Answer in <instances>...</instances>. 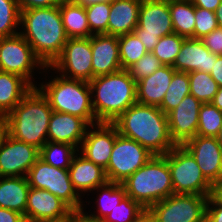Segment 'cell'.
<instances>
[{
  "instance_id": "1",
  "label": "cell",
  "mask_w": 222,
  "mask_h": 222,
  "mask_svg": "<svg viewBox=\"0 0 222 222\" xmlns=\"http://www.w3.org/2000/svg\"><path fill=\"white\" fill-rule=\"evenodd\" d=\"M112 123L119 134L153 155H165L176 146L169 134L167 115L159 107L135 103Z\"/></svg>"
},
{
  "instance_id": "2",
  "label": "cell",
  "mask_w": 222,
  "mask_h": 222,
  "mask_svg": "<svg viewBox=\"0 0 222 222\" xmlns=\"http://www.w3.org/2000/svg\"><path fill=\"white\" fill-rule=\"evenodd\" d=\"M20 24L25 28L21 36L32 47L35 55L49 67L60 56L68 41L59 5L21 11ZM26 30V31H25Z\"/></svg>"
},
{
  "instance_id": "3",
  "label": "cell",
  "mask_w": 222,
  "mask_h": 222,
  "mask_svg": "<svg viewBox=\"0 0 222 222\" xmlns=\"http://www.w3.org/2000/svg\"><path fill=\"white\" fill-rule=\"evenodd\" d=\"M53 113L49 101L38 87L32 90L4 117L7 134L39 150L47 142L48 126Z\"/></svg>"
},
{
  "instance_id": "4",
  "label": "cell",
  "mask_w": 222,
  "mask_h": 222,
  "mask_svg": "<svg viewBox=\"0 0 222 222\" xmlns=\"http://www.w3.org/2000/svg\"><path fill=\"white\" fill-rule=\"evenodd\" d=\"M89 85L92 94L96 92L92 107L97 123H112L137 103L136 82L128 70L94 77Z\"/></svg>"
},
{
  "instance_id": "5",
  "label": "cell",
  "mask_w": 222,
  "mask_h": 222,
  "mask_svg": "<svg viewBox=\"0 0 222 222\" xmlns=\"http://www.w3.org/2000/svg\"><path fill=\"white\" fill-rule=\"evenodd\" d=\"M126 195L144 209L174 194L165 155H153L141 168L121 183Z\"/></svg>"
},
{
  "instance_id": "6",
  "label": "cell",
  "mask_w": 222,
  "mask_h": 222,
  "mask_svg": "<svg viewBox=\"0 0 222 222\" xmlns=\"http://www.w3.org/2000/svg\"><path fill=\"white\" fill-rule=\"evenodd\" d=\"M38 89L47 98L53 111L83 118L91 126L97 123L89 82L60 75Z\"/></svg>"
},
{
  "instance_id": "7",
  "label": "cell",
  "mask_w": 222,
  "mask_h": 222,
  "mask_svg": "<svg viewBox=\"0 0 222 222\" xmlns=\"http://www.w3.org/2000/svg\"><path fill=\"white\" fill-rule=\"evenodd\" d=\"M174 194L211 196L214 186L202 174L195 158L183 146L176 145L166 154Z\"/></svg>"
},
{
  "instance_id": "8",
  "label": "cell",
  "mask_w": 222,
  "mask_h": 222,
  "mask_svg": "<svg viewBox=\"0 0 222 222\" xmlns=\"http://www.w3.org/2000/svg\"><path fill=\"white\" fill-rule=\"evenodd\" d=\"M26 177L31 188L48 190L72 210L82 208L81 195L74 189L68 169L51 166L39 158Z\"/></svg>"
},
{
  "instance_id": "9",
  "label": "cell",
  "mask_w": 222,
  "mask_h": 222,
  "mask_svg": "<svg viewBox=\"0 0 222 222\" xmlns=\"http://www.w3.org/2000/svg\"><path fill=\"white\" fill-rule=\"evenodd\" d=\"M173 32L169 0H141L138 25L133 33L146 50L152 52L159 38Z\"/></svg>"
},
{
  "instance_id": "10",
  "label": "cell",
  "mask_w": 222,
  "mask_h": 222,
  "mask_svg": "<svg viewBox=\"0 0 222 222\" xmlns=\"http://www.w3.org/2000/svg\"><path fill=\"white\" fill-rule=\"evenodd\" d=\"M144 146L122 136L116 128V139L105 174L110 182L122 183L141 168L151 157Z\"/></svg>"
},
{
  "instance_id": "11",
  "label": "cell",
  "mask_w": 222,
  "mask_h": 222,
  "mask_svg": "<svg viewBox=\"0 0 222 222\" xmlns=\"http://www.w3.org/2000/svg\"><path fill=\"white\" fill-rule=\"evenodd\" d=\"M209 196L172 194L148 210L155 222H205Z\"/></svg>"
},
{
  "instance_id": "12",
  "label": "cell",
  "mask_w": 222,
  "mask_h": 222,
  "mask_svg": "<svg viewBox=\"0 0 222 222\" xmlns=\"http://www.w3.org/2000/svg\"><path fill=\"white\" fill-rule=\"evenodd\" d=\"M37 66L48 68L20 33L0 38V71L20 75L33 87H37L31 81L32 70Z\"/></svg>"
},
{
  "instance_id": "13",
  "label": "cell",
  "mask_w": 222,
  "mask_h": 222,
  "mask_svg": "<svg viewBox=\"0 0 222 222\" xmlns=\"http://www.w3.org/2000/svg\"><path fill=\"white\" fill-rule=\"evenodd\" d=\"M49 68L60 71L61 76L69 79L91 81L93 79L91 37L69 38L60 56Z\"/></svg>"
},
{
  "instance_id": "14",
  "label": "cell",
  "mask_w": 222,
  "mask_h": 222,
  "mask_svg": "<svg viewBox=\"0 0 222 222\" xmlns=\"http://www.w3.org/2000/svg\"><path fill=\"white\" fill-rule=\"evenodd\" d=\"M39 156L38 148L7 134L0 147V177H26Z\"/></svg>"
},
{
  "instance_id": "15",
  "label": "cell",
  "mask_w": 222,
  "mask_h": 222,
  "mask_svg": "<svg viewBox=\"0 0 222 222\" xmlns=\"http://www.w3.org/2000/svg\"><path fill=\"white\" fill-rule=\"evenodd\" d=\"M72 209L44 189L31 188L28 193L26 222H68Z\"/></svg>"
},
{
  "instance_id": "16",
  "label": "cell",
  "mask_w": 222,
  "mask_h": 222,
  "mask_svg": "<svg viewBox=\"0 0 222 222\" xmlns=\"http://www.w3.org/2000/svg\"><path fill=\"white\" fill-rule=\"evenodd\" d=\"M203 103L192 94L167 114L169 134L175 145H183L194 138L198 128L199 110Z\"/></svg>"
},
{
  "instance_id": "17",
  "label": "cell",
  "mask_w": 222,
  "mask_h": 222,
  "mask_svg": "<svg viewBox=\"0 0 222 222\" xmlns=\"http://www.w3.org/2000/svg\"><path fill=\"white\" fill-rule=\"evenodd\" d=\"M183 146L195 158L205 178L215 186L220 181L222 162V146L216 137L196 135Z\"/></svg>"
},
{
  "instance_id": "18",
  "label": "cell",
  "mask_w": 222,
  "mask_h": 222,
  "mask_svg": "<svg viewBox=\"0 0 222 222\" xmlns=\"http://www.w3.org/2000/svg\"><path fill=\"white\" fill-rule=\"evenodd\" d=\"M96 125V130L86 132L81 152L87 160L106 169L116 139V126L106 122H98Z\"/></svg>"
},
{
  "instance_id": "19",
  "label": "cell",
  "mask_w": 222,
  "mask_h": 222,
  "mask_svg": "<svg viewBox=\"0 0 222 222\" xmlns=\"http://www.w3.org/2000/svg\"><path fill=\"white\" fill-rule=\"evenodd\" d=\"M89 126L94 129L96 124L91 126L83 118L53 111L48 126L47 141L71 144L79 152L78 145L82 143Z\"/></svg>"
},
{
  "instance_id": "20",
  "label": "cell",
  "mask_w": 222,
  "mask_h": 222,
  "mask_svg": "<svg viewBox=\"0 0 222 222\" xmlns=\"http://www.w3.org/2000/svg\"><path fill=\"white\" fill-rule=\"evenodd\" d=\"M93 78L122 70L118 36L94 34L91 36Z\"/></svg>"
},
{
  "instance_id": "21",
  "label": "cell",
  "mask_w": 222,
  "mask_h": 222,
  "mask_svg": "<svg viewBox=\"0 0 222 222\" xmlns=\"http://www.w3.org/2000/svg\"><path fill=\"white\" fill-rule=\"evenodd\" d=\"M215 56L201 39L185 38L172 67L178 72L203 71L210 73Z\"/></svg>"
},
{
  "instance_id": "22",
  "label": "cell",
  "mask_w": 222,
  "mask_h": 222,
  "mask_svg": "<svg viewBox=\"0 0 222 222\" xmlns=\"http://www.w3.org/2000/svg\"><path fill=\"white\" fill-rule=\"evenodd\" d=\"M176 70L163 65L150 76L136 83L137 103L160 107Z\"/></svg>"
},
{
  "instance_id": "23",
  "label": "cell",
  "mask_w": 222,
  "mask_h": 222,
  "mask_svg": "<svg viewBox=\"0 0 222 222\" xmlns=\"http://www.w3.org/2000/svg\"><path fill=\"white\" fill-rule=\"evenodd\" d=\"M141 0H112L108 19V35L133 33L138 25Z\"/></svg>"
},
{
  "instance_id": "24",
  "label": "cell",
  "mask_w": 222,
  "mask_h": 222,
  "mask_svg": "<svg viewBox=\"0 0 222 222\" xmlns=\"http://www.w3.org/2000/svg\"><path fill=\"white\" fill-rule=\"evenodd\" d=\"M68 171L77 193L96 190L108 181L105 169L87 160L83 155L74 156Z\"/></svg>"
},
{
  "instance_id": "25",
  "label": "cell",
  "mask_w": 222,
  "mask_h": 222,
  "mask_svg": "<svg viewBox=\"0 0 222 222\" xmlns=\"http://www.w3.org/2000/svg\"><path fill=\"white\" fill-rule=\"evenodd\" d=\"M23 77L0 71V118H4L32 90Z\"/></svg>"
},
{
  "instance_id": "26",
  "label": "cell",
  "mask_w": 222,
  "mask_h": 222,
  "mask_svg": "<svg viewBox=\"0 0 222 222\" xmlns=\"http://www.w3.org/2000/svg\"><path fill=\"white\" fill-rule=\"evenodd\" d=\"M2 178V180H1ZM30 186L27 177H0V207L24 215Z\"/></svg>"
},
{
  "instance_id": "27",
  "label": "cell",
  "mask_w": 222,
  "mask_h": 222,
  "mask_svg": "<svg viewBox=\"0 0 222 222\" xmlns=\"http://www.w3.org/2000/svg\"><path fill=\"white\" fill-rule=\"evenodd\" d=\"M59 10L68 38H87L93 35L84 6L74 3L72 0H62Z\"/></svg>"
},
{
  "instance_id": "28",
  "label": "cell",
  "mask_w": 222,
  "mask_h": 222,
  "mask_svg": "<svg viewBox=\"0 0 222 222\" xmlns=\"http://www.w3.org/2000/svg\"><path fill=\"white\" fill-rule=\"evenodd\" d=\"M169 10L174 33L194 38L195 6L190 0H169Z\"/></svg>"
},
{
  "instance_id": "29",
  "label": "cell",
  "mask_w": 222,
  "mask_h": 222,
  "mask_svg": "<svg viewBox=\"0 0 222 222\" xmlns=\"http://www.w3.org/2000/svg\"><path fill=\"white\" fill-rule=\"evenodd\" d=\"M76 147L68 143L47 141L40 149L39 158L51 166L69 169Z\"/></svg>"
},
{
  "instance_id": "30",
  "label": "cell",
  "mask_w": 222,
  "mask_h": 222,
  "mask_svg": "<svg viewBox=\"0 0 222 222\" xmlns=\"http://www.w3.org/2000/svg\"><path fill=\"white\" fill-rule=\"evenodd\" d=\"M188 94H190L188 73L176 71L159 108L167 115Z\"/></svg>"
},
{
  "instance_id": "31",
  "label": "cell",
  "mask_w": 222,
  "mask_h": 222,
  "mask_svg": "<svg viewBox=\"0 0 222 222\" xmlns=\"http://www.w3.org/2000/svg\"><path fill=\"white\" fill-rule=\"evenodd\" d=\"M118 45L122 70H128L148 52L134 33L118 36Z\"/></svg>"
},
{
  "instance_id": "32",
  "label": "cell",
  "mask_w": 222,
  "mask_h": 222,
  "mask_svg": "<svg viewBox=\"0 0 222 222\" xmlns=\"http://www.w3.org/2000/svg\"><path fill=\"white\" fill-rule=\"evenodd\" d=\"M96 189L100 191L103 190L102 193L99 194V199H97V202H99L97 203L99 205L98 212L100 213H98L99 215L91 214V216L104 220L112 209L126 196V190L121 183L110 181H107Z\"/></svg>"
},
{
  "instance_id": "33",
  "label": "cell",
  "mask_w": 222,
  "mask_h": 222,
  "mask_svg": "<svg viewBox=\"0 0 222 222\" xmlns=\"http://www.w3.org/2000/svg\"><path fill=\"white\" fill-rule=\"evenodd\" d=\"M188 76L190 94L202 103H210L219 89V85L210 73L192 71L188 73Z\"/></svg>"
},
{
  "instance_id": "34",
  "label": "cell",
  "mask_w": 222,
  "mask_h": 222,
  "mask_svg": "<svg viewBox=\"0 0 222 222\" xmlns=\"http://www.w3.org/2000/svg\"><path fill=\"white\" fill-rule=\"evenodd\" d=\"M222 126V111L211 103H203L199 110L196 135L216 137Z\"/></svg>"
},
{
  "instance_id": "35",
  "label": "cell",
  "mask_w": 222,
  "mask_h": 222,
  "mask_svg": "<svg viewBox=\"0 0 222 222\" xmlns=\"http://www.w3.org/2000/svg\"><path fill=\"white\" fill-rule=\"evenodd\" d=\"M21 11L17 0H0V38L16 35Z\"/></svg>"
},
{
  "instance_id": "36",
  "label": "cell",
  "mask_w": 222,
  "mask_h": 222,
  "mask_svg": "<svg viewBox=\"0 0 222 222\" xmlns=\"http://www.w3.org/2000/svg\"><path fill=\"white\" fill-rule=\"evenodd\" d=\"M185 37L171 33L159 38L152 53L163 65L173 66Z\"/></svg>"
},
{
  "instance_id": "37",
  "label": "cell",
  "mask_w": 222,
  "mask_h": 222,
  "mask_svg": "<svg viewBox=\"0 0 222 222\" xmlns=\"http://www.w3.org/2000/svg\"><path fill=\"white\" fill-rule=\"evenodd\" d=\"M91 33L108 35L110 1H103L85 7Z\"/></svg>"
},
{
  "instance_id": "38",
  "label": "cell",
  "mask_w": 222,
  "mask_h": 222,
  "mask_svg": "<svg viewBox=\"0 0 222 222\" xmlns=\"http://www.w3.org/2000/svg\"><path fill=\"white\" fill-rule=\"evenodd\" d=\"M144 210L138 202L126 195L105 217L104 222H130Z\"/></svg>"
},
{
  "instance_id": "39",
  "label": "cell",
  "mask_w": 222,
  "mask_h": 222,
  "mask_svg": "<svg viewBox=\"0 0 222 222\" xmlns=\"http://www.w3.org/2000/svg\"><path fill=\"white\" fill-rule=\"evenodd\" d=\"M161 66H163V64L159 61V59L152 52H147L135 64H133L128 71L137 83L138 81L153 74Z\"/></svg>"
},
{
  "instance_id": "40",
  "label": "cell",
  "mask_w": 222,
  "mask_h": 222,
  "mask_svg": "<svg viewBox=\"0 0 222 222\" xmlns=\"http://www.w3.org/2000/svg\"><path fill=\"white\" fill-rule=\"evenodd\" d=\"M217 27L218 22L215 12L195 7L194 38L201 39Z\"/></svg>"
},
{
  "instance_id": "41",
  "label": "cell",
  "mask_w": 222,
  "mask_h": 222,
  "mask_svg": "<svg viewBox=\"0 0 222 222\" xmlns=\"http://www.w3.org/2000/svg\"><path fill=\"white\" fill-rule=\"evenodd\" d=\"M204 45L215 55H222V27H217L201 38Z\"/></svg>"
},
{
  "instance_id": "42",
  "label": "cell",
  "mask_w": 222,
  "mask_h": 222,
  "mask_svg": "<svg viewBox=\"0 0 222 222\" xmlns=\"http://www.w3.org/2000/svg\"><path fill=\"white\" fill-rule=\"evenodd\" d=\"M205 222H222V203L213 194L207 200Z\"/></svg>"
},
{
  "instance_id": "43",
  "label": "cell",
  "mask_w": 222,
  "mask_h": 222,
  "mask_svg": "<svg viewBox=\"0 0 222 222\" xmlns=\"http://www.w3.org/2000/svg\"><path fill=\"white\" fill-rule=\"evenodd\" d=\"M62 0H17L20 11L58 6Z\"/></svg>"
},
{
  "instance_id": "44",
  "label": "cell",
  "mask_w": 222,
  "mask_h": 222,
  "mask_svg": "<svg viewBox=\"0 0 222 222\" xmlns=\"http://www.w3.org/2000/svg\"><path fill=\"white\" fill-rule=\"evenodd\" d=\"M0 222H26V220L23 214L0 207Z\"/></svg>"
},
{
  "instance_id": "45",
  "label": "cell",
  "mask_w": 222,
  "mask_h": 222,
  "mask_svg": "<svg viewBox=\"0 0 222 222\" xmlns=\"http://www.w3.org/2000/svg\"><path fill=\"white\" fill-rule=\"evenodd\" d=\"M83 209L72 210L68 222H104L103 219L84 214Z\"/></svg>"
},
{
  "instance_id": "46",
  "label": "cell",
  "mask_w": 222,
  "mask_h": 222,
  "mask_svg": "<svg viewBox=\"0 0 222 222\" xmlns=\"http://www.w3.org/2000/svg\"><path fill=\"white\" fill-rule=\"evenodd\" d=\"M210 76L216 81L219 87H222V55H216L213 58Z\"/></svg>"
},
{
  "instance_id": "47",
  "label": "cell",
  "mask_w": 222,
  "mask_h": 222,
  "mask_svg": "<svg viewBox=\"0 0 222 222\" xmlns=\"http://www.w3.org/2000/svg\"><path fill=\"white\" fill-rule=\"evenodd\" d=\"M195 7L215 12L222 0H190Z\"/></svg>"
},
{
  "instance_id": "48",
  "label": "cell",
  "mask_w": 222,
  "mask_h": 222,
  "mask_svg": "<svg viewBox=\"0 0 222 222\" xmlns=\"http://www.w3.org/2000/svg\"><path fill=\"white\" fill-rule=\"evenodd\" d=\"M130 222H155V220L153 214L148 209H145L135 219L131 220Z\"/></svg>"
},
{
  "instance_id": "49",
  "label": "cell",
  "mask_w": 222,
  "mask_h": 222,
  "mask_svg": "<svg viewBox=\"0 0 222 222\" xmlns=\"http://www.w3.org/2000/svg\"><path fill=\"white\" fill-rule=\"evenodd\" d=\"M210 103L222 111V87H219Z\"/></svg>"
},
{
  "instance_id": "50",
  "label": "cell",
  "mask_w": 222,
  "mask_h": 222,
  "mask_svg": "<svg viewBox=\"0 0 222 222\" xmlns=\"http://www.w3.org/2000/svg\"><path fill=\"white\" fill-rule=\"evenodd\" d=\"M6 135H7L6 123L4 121V118H0V147Z\"/></svg>"
},
{
  "instance_id": "51",
  "label": "cell",
  "mask_w": 222,
  "mask_h": 222,
  "mask_svg": "<svg viewBox=\"0 0 222 222\" xmlns=\"http://www.w3.org/2000/svg\"><path fill=\"white\" fill-rule=\"evenodd\" d=\"M74 3H78L81 6L87 7L92 4H96L103 1H112V0H72Z\"/></svg>"
},
{
  "instance_id": "52",
  "label": "cell",
  "mask_w": 222,
  "mask_h": 222,
  "mask_svg": "<svg viewBox=\"0 0 222 222\" xmlns=\"http://www.w3.org/2000/svg\"><path fill=\"white\" fill-rule=\"evenodd\" d=\"M213 195L222 203V183H217L214 186Z\"/></svg>"
},
{
  "instance_id": "53",
  "label": "cell",
  "mask_w": 222,
  "mask_h": 222,
  "mask_svg": "<svg viewBox=\"0 0 222 222\" xmlns=\"http://www.w3.org/2000/svg\"><path fill=\"white\" fill-rule=\"evenodd\" d=\"M216 19L218 22V26L222 27V2L220 3V5L217 7L216 11Z\"/></svg>"
},
{
  "instance_id": "54",
  "label": "cell",
  "mask_w": 222,
  "mask_h": 222,
  "mask_svg": "<svg viewBox=\"0 0 222 222\" xmlns=\"http://www.w3.org/2000/svg\"><path fill=\"white\" fill-rule=\"evenodd\" d=\"M216 139H217L218 143L222 146V126L220 128L218 135L216 136Z\"/></svg>"
},
{
  "instance_id": "55",
  "label": "cell",
  "mask_w": 222,
  "mask_h": 222,
  "mask_svg": "<svg viewBox=\"0 0 222 222\" xmlns=\"http://www.w3.org/2000/svg\"><path fill=\"white\" fill-rule=\"evenodd\" d=\"M218 183H222V162H221L220 181Z\"/></svg>"
}]
</instances>
